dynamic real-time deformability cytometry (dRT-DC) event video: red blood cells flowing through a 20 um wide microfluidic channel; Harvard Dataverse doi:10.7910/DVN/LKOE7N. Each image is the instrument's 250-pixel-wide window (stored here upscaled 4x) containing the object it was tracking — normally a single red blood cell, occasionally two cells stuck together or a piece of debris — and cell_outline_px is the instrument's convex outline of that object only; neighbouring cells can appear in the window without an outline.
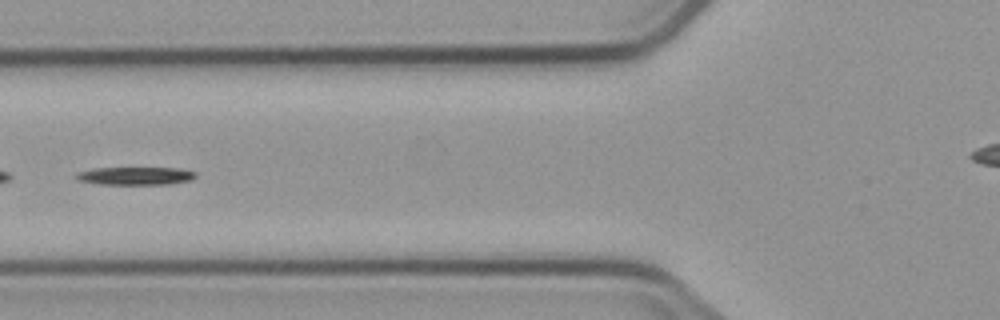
{"species": "common noctule bat (a hibernating species)", "species_latin": "Nyctalus noctula", "temperature_condition": "cold", "stored_images_in_passage": 6, "camera_frame_rate_fps": 3000, "um_per_image_px": 0.085, "animal": {"sex": "male", "body_mass_g": 23.1, "forearm_length_mm": 52.7}, "frame": {"image": 1, "passage_image": 6, "time_ms": 6.0, "image_size_px": [1000, 320], "cell_outline_px": [[196, 176], [192, 180], [168, 184], [100, 184], [80, 180], [72, 176], [76, 172], [92, 168], [180, 168], [196, 172]], "centroid_in_image_um": [11.5, 14.94], "position_along_channel_um": 114.3, "area_um2": 12.54}}